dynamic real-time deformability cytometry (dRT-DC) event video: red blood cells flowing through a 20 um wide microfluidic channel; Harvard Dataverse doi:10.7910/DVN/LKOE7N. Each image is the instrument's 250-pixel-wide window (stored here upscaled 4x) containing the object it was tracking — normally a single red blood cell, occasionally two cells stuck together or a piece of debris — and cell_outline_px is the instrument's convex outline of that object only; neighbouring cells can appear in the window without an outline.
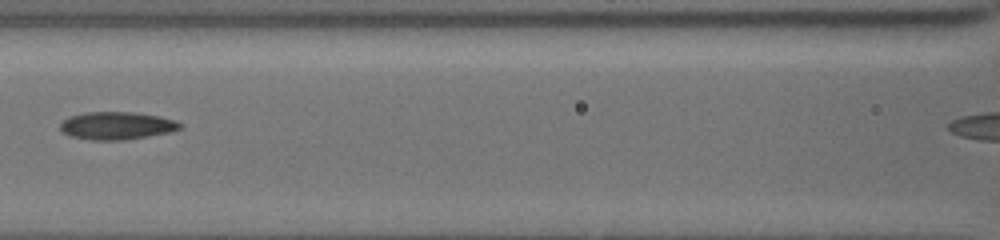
{"species": "common noctule bat (a hibernating species)", "species_latin": "Nyctalus noctula", "temperature_condition": "cold", "stored_images_in_passage": 6, "segment_of_instrument_passage": [1, 2], "camera_frame_rate_fps": 3000, "um_per_image_px": 0.085, "animal": {"sex": "female", "body_mass_g": 19.5, "forearm_length_mm": 54.1}, "frame": {"image": 1, "passage_image": 5, "time_ms": 4.667, "image_size_px": [1000, 240], "cell_outline_px": [[180, 128], [168, 132], [124, 140], [92, 140], [72, 136], [64, 132], [60, 128], [60, 124], [68, 116], [84, 112], [132, 112], [160, 116], [172, 120], [180, 124]], "centroid_in_image_um": [9.87, 10.67], "position_along_channel_um": 156.7, "area_um2": 19.02}}